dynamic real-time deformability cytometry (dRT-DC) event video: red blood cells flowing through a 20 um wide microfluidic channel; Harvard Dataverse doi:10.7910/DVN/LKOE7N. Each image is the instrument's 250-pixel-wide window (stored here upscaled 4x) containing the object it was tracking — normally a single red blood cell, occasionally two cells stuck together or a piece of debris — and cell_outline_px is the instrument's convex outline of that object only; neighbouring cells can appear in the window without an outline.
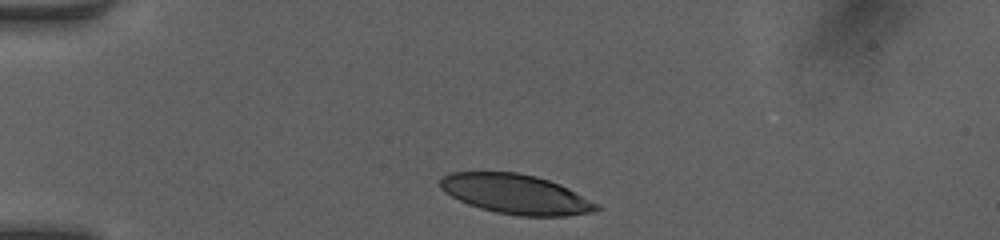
{"species": "human", "species_latin": "Homo sapiens", "temperature_condition": "room temperature", "stored_images_in_passage": 32, "camera_frame_rate_fps": 3000, "um_per_image_px": 0.085, "donor": {"sex": "female"}, "frame": {"image": 1, "passage_image": 1, "time_ms": 0.0, "image_size_px": [1000, 240], "cell_outline_px": [[600, 208], [592, 212], [568, 216], [520, 216], [496, 212], [480, 208], [468, 204], [444, 192], [440, 188], [440, 180], [444, 176], [452, 172], [516, 172], [536, 176], [560, 184], [600, 204]], "centroid_in_image_um": [43.87, 16.5], "position_along_channel_um": 41.1, "area_um2": 36.07}}
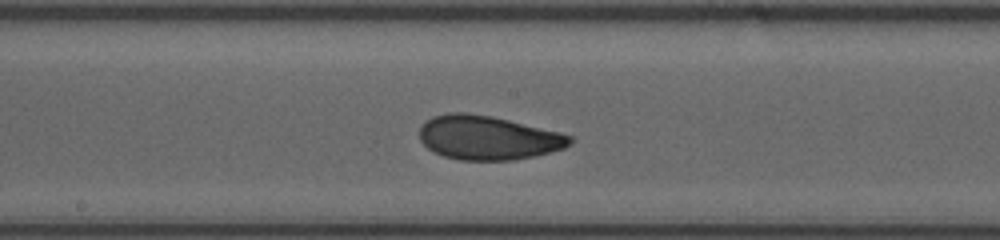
{"frame": {"image": 2, "passage_image": 16, "time_ms": 5.0, "image_size_px": [1000, 240], "cell_outline_px": [[572, 144], [564, 148], [536, 156], [512, 160], [460, 160], [444, 156], [432, 152], [420, 140], [420, 124], [424, 120], [432, 116], [448, 112], [464, 112], [492, 116], [560, 132], [572, 136]], "centroid_in_image_um": [41.45, 11.7], "position_along_channel_um": 206.7, "area_um2": 38.9}}
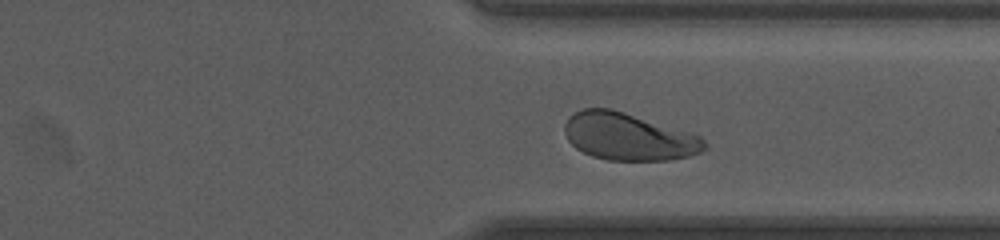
{"frame": {"image": 3, "passage_image": 27, "time_ms": 8.667, "image_size_px": [1000, 240], "cell_outline_px": [[708, 148], [700, 152], [688, 156], [668, 160], [608, 160], [592, 156], [576, 148], [568, 140], [564, 132], [564, 124], [568, 116], [584, 108], [612, 108], [688, 132], [700, 136], [708, 144]], "centroid_in_image_um": [53.4, 11.61], "position_along_channel_um": 358.0, "area_um2": 38.44}, "authors_computed_cell_mechanics": {"area_um2": 38.3792, "velocity_mm_per_s": 4.139, "shape_relaxation_time_tau1_ms": 2.8739, "shape_relaxation_time_tau2_ms": 1.1409, "deformation_change_tau1": 0.1435, "deformation_change_tau2": 0.0668}}